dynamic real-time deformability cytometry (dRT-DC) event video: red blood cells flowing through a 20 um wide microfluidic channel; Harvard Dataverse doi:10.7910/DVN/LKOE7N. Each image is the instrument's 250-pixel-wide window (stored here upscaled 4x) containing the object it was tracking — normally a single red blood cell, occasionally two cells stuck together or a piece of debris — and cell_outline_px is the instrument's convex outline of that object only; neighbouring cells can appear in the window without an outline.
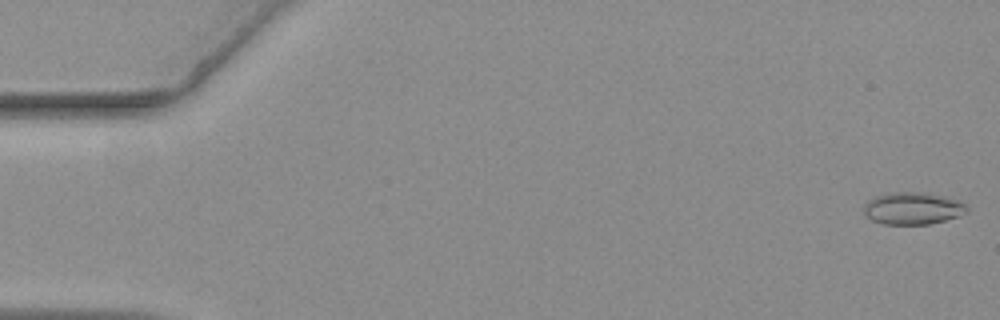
{"species": "common noctule bat (a hibernating species)", "species_latin": "Nyctalus noctula", "temperature_condition": "warm", "stored_images_in_passage": 57, "camera_frame_rate_fps": 3000, "um_per_image_px": 0.085, "animal": {"sex": "female", "body_mass_g": 19.3, "forearm_length_mm": 54.1}, "frame": {"image": 1, "passage_image": 1, "time_ms": 0.0, "image_size_px": [1000, 320], "cell_outline_px": [[968, 212], [944, 220], [928, 224], [884, 224], [872, 220], [864, 212], [864, 204], [868, 200], [876, 196], [888, 192], [920, 192], [940, 196], [956, 200], [964, 204], [968, 208]], "centroid_in_image_um": [77.54, 17.71], "position_along_channel_um": 7.5, "area_um2": 19.02}}
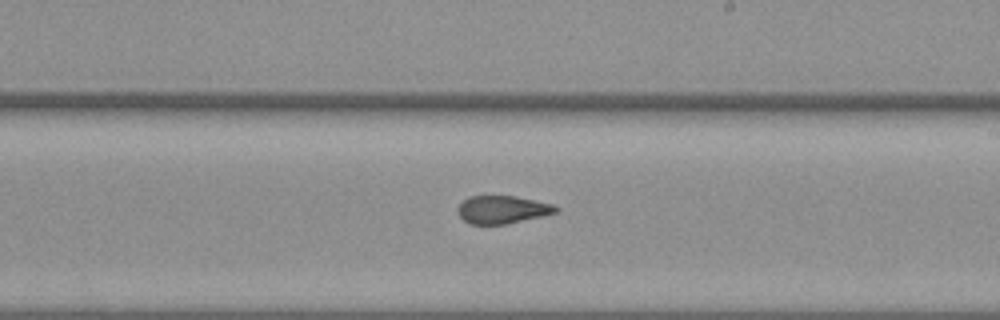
{"frame": {"image": 2, "passage_image": 33, "time_ms": 10.667, "image_size_px": [1000, 320], "cell_outline_px": [[560, 208], [556, 212], [544, 216], [504, 224], [472, 224], [464, 220], [456, 212], [456, 208], [468, 196], [516, 196], [552, 204]], "centroid_in_image_um": [42.69, 17.81], "position_along_channel_um": 246.3, "area_um2": 15.9}}
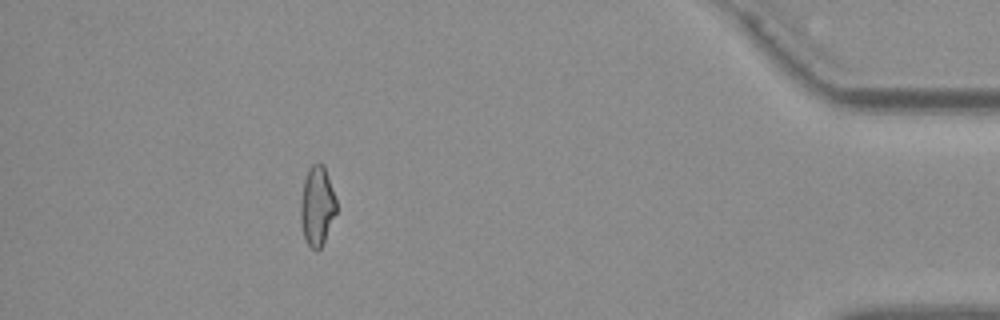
{"frame": {"image": 3, "passage_image": 51, "time_ms": 16.667, "image_size_px": [1000, 320], "cell_outline_px": [[336, 212], [324, 244], [316, 252], [308, 244], [304, 236], [300, 220], [300, 204], [304, 180], [308, 168], [312, 164], [324, 164], [336, 200]], "centroid_in_image_um": [26.95, 17.53], "position_along_channel_um": 408.3, "area_um2": 16.59}, "authors_computed_cell_mechanics": {"area_um2": 17.1666, "velocity_mm_per_s": 3.6287, "shape_relaxation_time_tau1_ms": null, "shape_relaxation_time_tau2_ms": 1.2044, "deformation_change_tau1": null, "deformation_change_tau2": 0.0849}}